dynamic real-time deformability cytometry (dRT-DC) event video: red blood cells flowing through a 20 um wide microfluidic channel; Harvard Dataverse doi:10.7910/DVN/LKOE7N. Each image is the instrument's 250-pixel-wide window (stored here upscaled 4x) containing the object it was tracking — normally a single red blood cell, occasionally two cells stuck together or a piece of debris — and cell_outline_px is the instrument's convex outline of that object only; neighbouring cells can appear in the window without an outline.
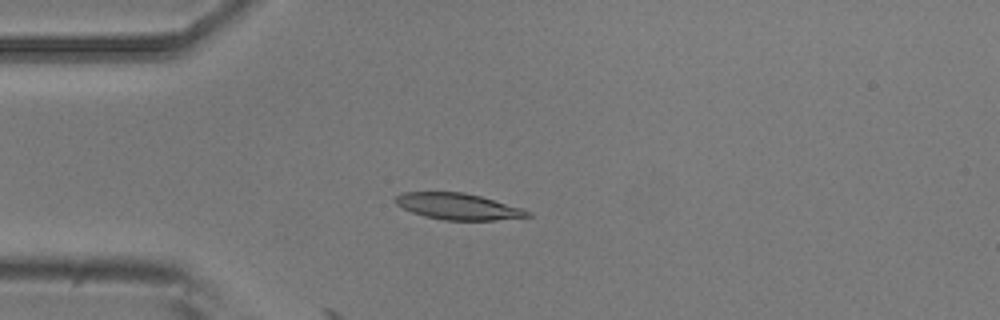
{"species": "common noctule bat (a hibernating species)", "species_latin": "Nyctalus noctula", "temperature_condition": "room temperature", "stored_images_in_passage": 7, "camera_frame_rate_fps": 3000, "um_per_image_px": 0.085, "animal": {"sex": "male", "body_mass_g": 20.5, "forearm_length_mm": 52.5}, "frame": {"image": 1, "passage_image": 4, "time_ms": 3.333, "image_size_px": [1000, 320], "cell_outline_px": [[532, 216], [496, 220], [444, 220], [424, 216], [412, 212], [396, 204], [392, 200], [396, 196], [404, 192], [464, 192], [480, 196], [524, 208], [532, 212]], "centroid_in_image_um": [38.96, 17.55], "position_along_channel_um": 46.0, "area_um2": 20.35}}